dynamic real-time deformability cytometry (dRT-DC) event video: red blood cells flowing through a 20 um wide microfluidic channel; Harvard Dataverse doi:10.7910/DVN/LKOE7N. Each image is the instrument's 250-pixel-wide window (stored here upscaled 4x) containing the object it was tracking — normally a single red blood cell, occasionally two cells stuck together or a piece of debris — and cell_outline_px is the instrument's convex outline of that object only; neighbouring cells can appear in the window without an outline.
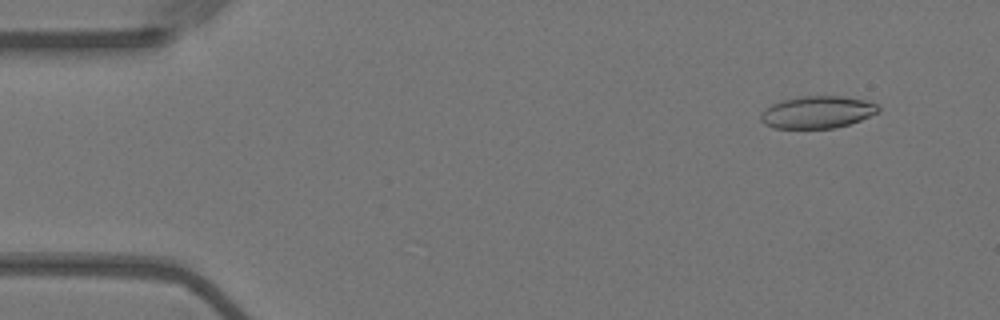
{"species": "Egyptian fruit bat (a non-hibernating species)", "species_latin": "Rousettus aegyptiacus", "temperature_condition": "warm", "stored_images_in_passage": 54, "camera_frame_rate_fps": 3000, "um_per_image_px": 0.085, "animal": {"sex": "female"}, "frame": {"image": 1, "passage_image": 3, "time_ms": 0.667, "image_size_px": [1000, 320], "cell_outline_px": [[880, 112], [860, 120], [836, 128], [772, 128], [764, 124], [760, 120], [760, 112], [764, 108], [780, 100], [804, 96], [840, 96], [864, 100], [876, 104], [880, 108]], "centroid_in_image_um": [69.43, 9.54], "position_along_channel_um": 15.6, "area_um2": 22.2}}
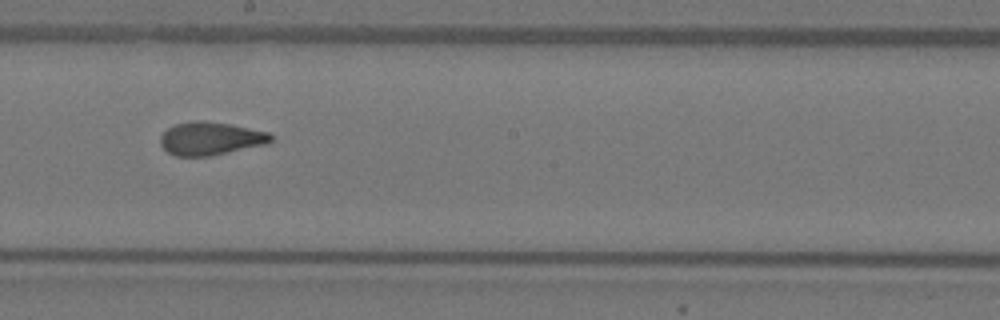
{"frame": {"image": 2, "passage_image": 29, "time_ms": 9.333, "image_size_px": [1000, 320], "cell_outline_px": [[276, 136], [268, 144], [208, 156], [176, 156], [168, 152], [160, 144], [160, 136], [168, 128], [176, 124], [192, 120], [204, 120], [232, 124], [268, 132]], "centroid_in_image_um": [17.92, 11.76], "position_along_channel_um": 230.3, "area_um2": 21.5}}
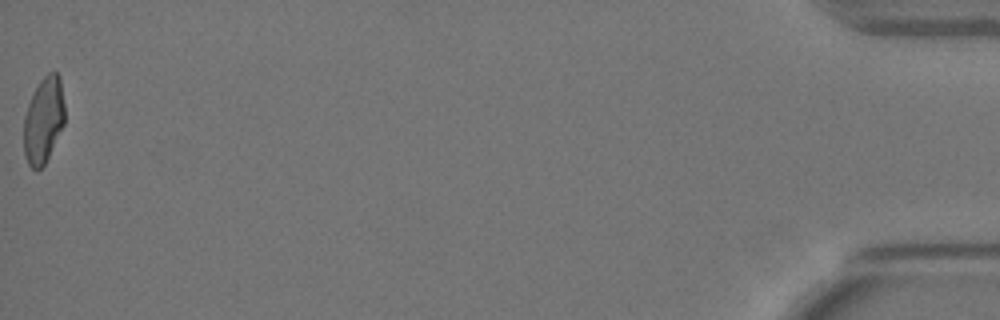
{"frame": {"image": 3, "passage_image": 54, "time_ms": 17.667, "image_size_px": [1000, 320], "cell_outline_px": [[64, 124], [44, 164], [36, 172], [28, 164], [24, 156], [24, 116], [28, 104], [40, 80], [48, 72], [56, 72], [60, 76], [64, 104]], "centroid_in_image_um": [3.69, 10.21], "position_along_channel_um": 431.5, "area_um2": 20.4}, "authors_computed_cell_mechanics": {"area_um2": 21.5305, "velocity_mm_per_s": 3.6389, "shape_relaxation_time_tau1_ms": null, "shape_relaxation_time_tau2_ms": 1.5624, "deformation_change_tau1": null, "deformation_change_tau2": 0.089}}